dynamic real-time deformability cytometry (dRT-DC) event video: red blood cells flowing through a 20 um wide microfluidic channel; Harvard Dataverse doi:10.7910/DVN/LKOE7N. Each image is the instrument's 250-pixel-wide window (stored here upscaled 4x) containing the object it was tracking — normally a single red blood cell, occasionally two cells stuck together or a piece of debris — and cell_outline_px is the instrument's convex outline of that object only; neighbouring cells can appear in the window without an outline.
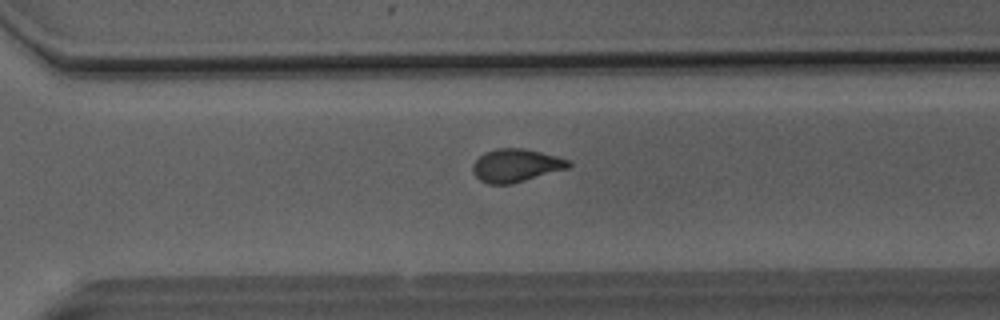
{"species": "Egyptian fruit bat (a non-hibernating species)", "species_latin": "Rousettus aegyptiacus", "temperature_condition": "room temperature", "stored_images_in_passage": 51, "camera_frame_rate_fps": 3000, "um_per_image_px": 0.085, "animal": {"sex": "male"}, "frame": {"image": 1, "passage_image": 36, "time_ms": 11.667, "image_size_px": [1000, 320], "cell_outline_px": [[572, 164], [568, 168], [512, 184], [488, 184], [480, 180], [472, 172], [472, 164], [484, 152], [496, 148], [524, 148], [556, 156], [568, 160]], "centroid_in_image_um": [43.82, 14.06], "position_along_channel_um": 326.8, "area_um2": 18.44}}
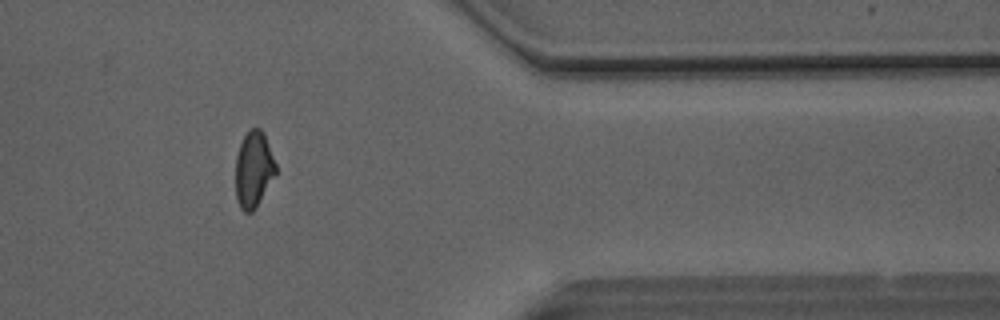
{"frame": {"image": 2, "passage_image": 42, "time_ms": 13.667, "image_size_px": [1000, 320], "cell_outline_px": [[276, 176], [256, 208], [252, 212], [244, 212], [240, 208], [236, 200], [236, 156], [240, 144], [244, 136], [252, 128], [260, 128], [264, 132], [276, 164]], "centroid_in_image_um": [21.57, 14.43], "position_along_channel_um": 389.8, "area_um2": 18.03}}
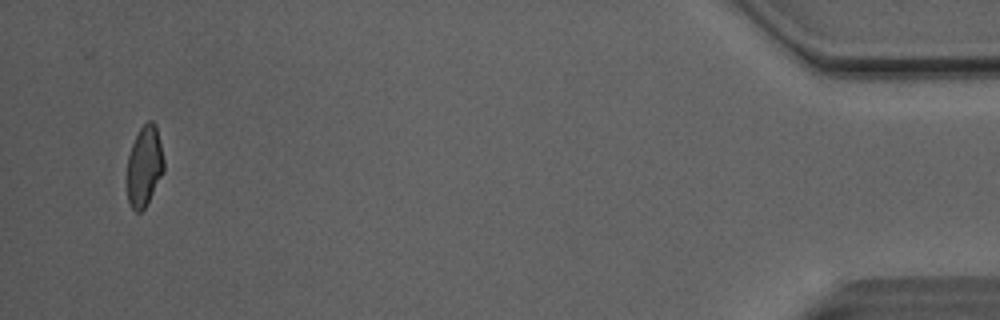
{"frame": {"image": 3, "passage_image": 49, "time_ms": 16.0, "image_size_px": [1000, 320], "cell_outline_px": [[164, 172], [148, 204], [140, 212], [136, 212], [132, 208], [128, 200], [128, 156], [132, 144], [140, 128], [148, 120], [152, 120], [156, 124], [164, 160]], "centroid_in_image_um": [12.3, 14.13], "position_along_channel_um": 422.9, "area_um2": 17.28}, "authors_computed_cell_mechanics": {"area_um2": 18.6694, "velocity_mm_per_s": 4.121, "shape_relaxation_time_tau1_ms": null, "shape_relaxation_time_tau2_ms": 1.2686, "deformation_change_tau1": null, "deformation_change_tau2": 0.0668}}